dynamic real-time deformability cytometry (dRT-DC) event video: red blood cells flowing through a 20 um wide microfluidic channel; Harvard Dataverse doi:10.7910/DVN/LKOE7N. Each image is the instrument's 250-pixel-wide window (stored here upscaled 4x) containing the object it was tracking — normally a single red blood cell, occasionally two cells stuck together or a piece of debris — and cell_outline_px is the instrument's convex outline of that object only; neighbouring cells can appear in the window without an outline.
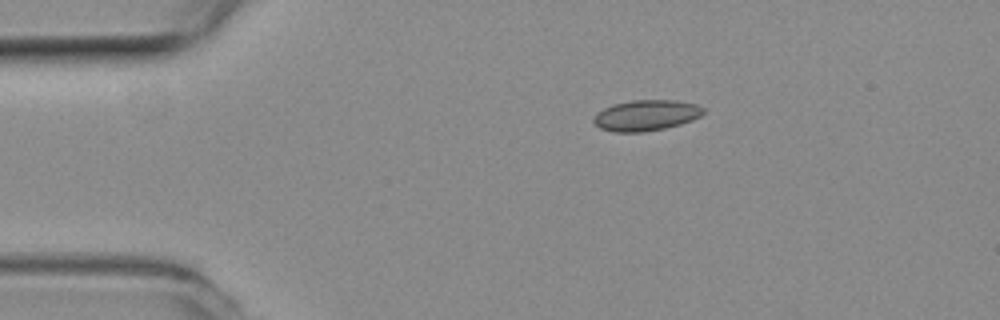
{"species": "common noctule bat (a hibernating species)", "species_latin": "Nyctalus noctula", "temperature_condition": "room temperature", "stored_images_in_passage": 15, "camera_frame_rate_fps": 3000, "um_per_image_px": 0.085, "animal": {"sex": "female", "body_mass_g": 19.3, "forearm_length_mm": 54.1}, "frame": {"image": 1, "passage_image": 1, "time_ms": 0.0, "image_size_px": [1000, 320], "cell_outline_px": [[704, 112], [700, 116], [692, 120], [680, 124], [664, 128], [644, 132], [612, 132], [600, 128], [592, 120], [596, 112], [612, 104], [632, 100], [676, 100], [696, 104], [704, 108]], "centroid_in_image_um": [54.89, 9.8], "position_along_channel_um": 30.1, "area_um2": 19.77}}
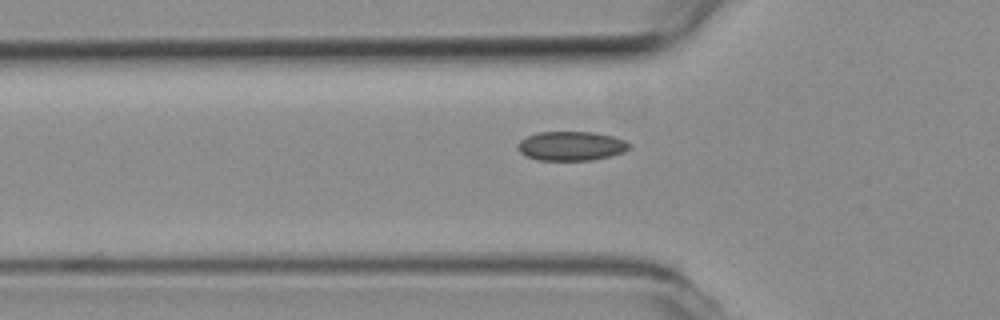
{"frame": {"image": 2, "passage_image": 9, "time_ms": 2.667, "image_size_px": [1000, 320], "cell_outline_px": [[632, 144], [624, 152], [592, 160], [536, 160], [520, 152], [516, 148], [516, 144], [520, 140], [536, 132], [592, 132], [612, 136], [624, 140]], "centroid_in_image_um": [48.52, 12.4], "position_along_channel_um": 77.3, "area_um2": 18.96}}
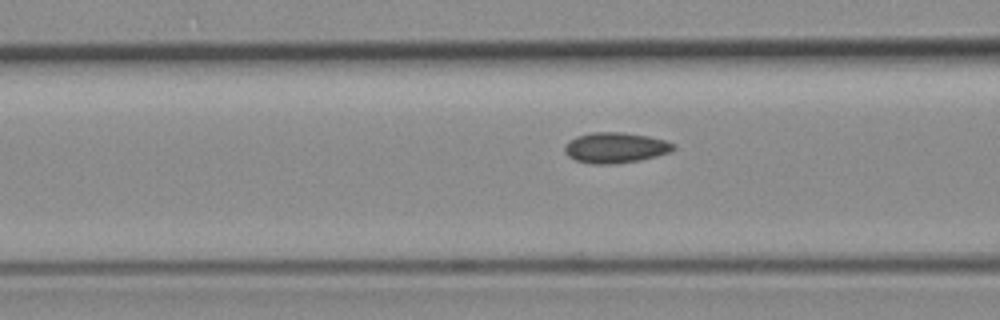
{"frame": {"image": 3, "passage_image": 12, "time_ms": 3.667, "image_size_px": [1000, 320], "cell_outline_px": [[676, 148], [672, 152], [640, 160], [616, 164], [592, 164], [576, 160], [568, 156], [564, 152], [564, 144], [568, 140], [576, 136], [592, 132], [620, 132], [648, 136], [664, 140], [676, 144]], "centroid_in_image_um": [52.3, 12.55], "position_along_channel_um": 114.3, "area_um2": 19.59}}